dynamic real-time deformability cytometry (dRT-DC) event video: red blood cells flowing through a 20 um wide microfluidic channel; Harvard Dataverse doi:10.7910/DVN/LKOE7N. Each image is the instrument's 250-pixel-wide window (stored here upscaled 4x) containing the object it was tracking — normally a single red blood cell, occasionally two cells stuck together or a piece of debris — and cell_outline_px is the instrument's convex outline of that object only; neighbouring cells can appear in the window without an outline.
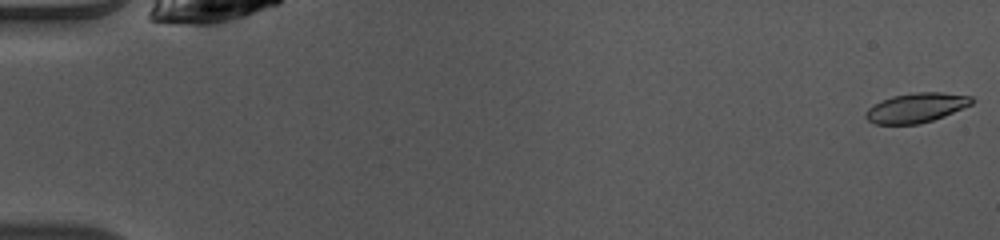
{"species": "common noctule bat (a hibernating species)", "species_latin": "Nyctalus noctula", "temperature_condition": "warm", "stored_images_in_passage": 49, "camera_frame_rate_fps": 3000, "um_per_image_px": 0.085, "animal": {"sex": "female", "body_mass_g": 10.0, "forearm_length_mm": 53.1}, "frame": {"image": 1, "passage_image": 1, "time_ms": 0.0, "image_size_px": [1000, 240], "cell_outline_px": [[976, 100], [972, 104], [944, 116], [920, 124], [876, 124], [868, 120], [864, 116], [864, 112], [872, 104], [880, 100], [892, 96], [916, 92], [940, 92], [972, 96]], "centroid_in_image_um": [77.86, 9.15], "position_along_channel_um": 7.1, "area_um2": 18.44}}
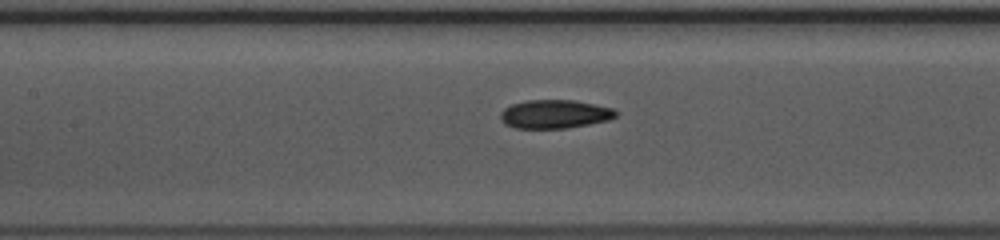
{"frame": {"image": 2, "passage_image": 23, "time_ms": 7.333, "image_size_px": [1000, 240], "cell_outline_px": [[616, 116], [608, 120], [568, 128], [516, 128], [504, 124], [500, 120], [500, 112], [504, 108], [512, 104], [528, 100], [576, 100], [612, 108], [616, 112]], "centroid_in_image_um": [47.11, 9.7], "position_along_channel_um": 160.3, "area_um2": 19.19}}
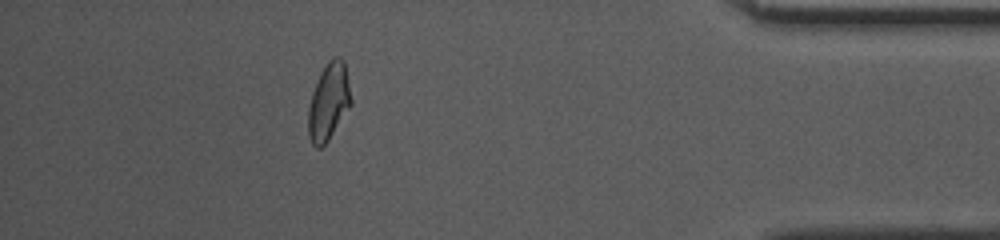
{"frame": {"image": 3, "passage_image": 44, "time_ms": 14.333, "image_size_px": [1000, 240], "cell_outline_px": [[352, 104], [328, 140], [320, 148], [316, 148], [312, 144], [308, 136], [308, 108], [312, 92], [320, 72], [328, 60], [332, 56], [340, 56], [344, 60], [352, 100]], "centroid_in_image_um": [27.93, 8.62], "position_along_channel_um": 407.3, "area_um2": 19.36}, "authors_computed_cell_mechanics": {"area_um2": 19.363, "velocity_mm_per_s": 4.1196, "shape_relaxation_time_tau1_ms": 8.3523, "shape_relaxation_time_tau2_ms": 1.8836, "deformation_change_tau1": 0.2096, "deformation_change_tau2": 0.0803}}